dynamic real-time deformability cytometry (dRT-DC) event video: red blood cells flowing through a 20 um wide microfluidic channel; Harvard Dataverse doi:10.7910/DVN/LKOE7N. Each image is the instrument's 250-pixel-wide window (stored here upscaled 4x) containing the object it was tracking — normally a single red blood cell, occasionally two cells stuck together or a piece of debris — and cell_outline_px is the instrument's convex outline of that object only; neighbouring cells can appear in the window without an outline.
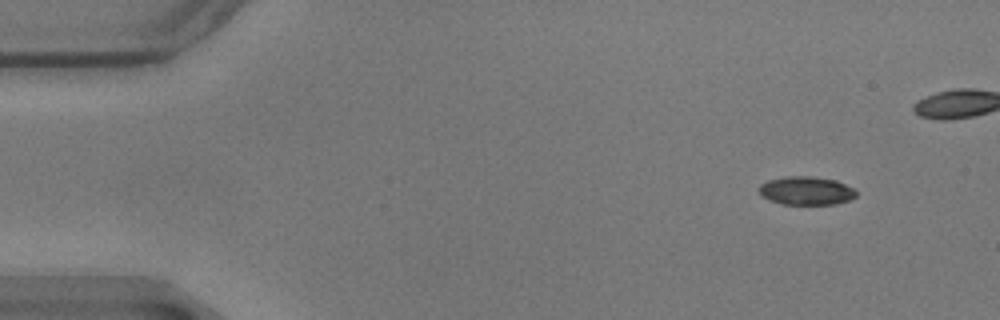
{"species": "common noctule bat (a hibernating species)", "species_latin": "Nyctalus noctula", "temperature_condition": "warm", "stored_images_in_passage": 34, "camera_frame_rate_fps": 3000, "um_per_image_px": 0.085, "animal": {"sex": "male", "body_mass_g": 17.9}, "frame": {"image": 1, "passage_image": 1, "time_ms": 0.0, "image_size_px": [1000, 320], "cell_outline_px": [[856, 196], [848, 200], [836, 204], [780, 204], [760, 196], [760, 184], [768, 180], [788, 176], [812, 176], [836, 180], [852, 188], [856, 192]], "centroid_in_image_um": [68.51, 16.21], "position_along_channel_um": 16.5, "area_um2": 16.01}}
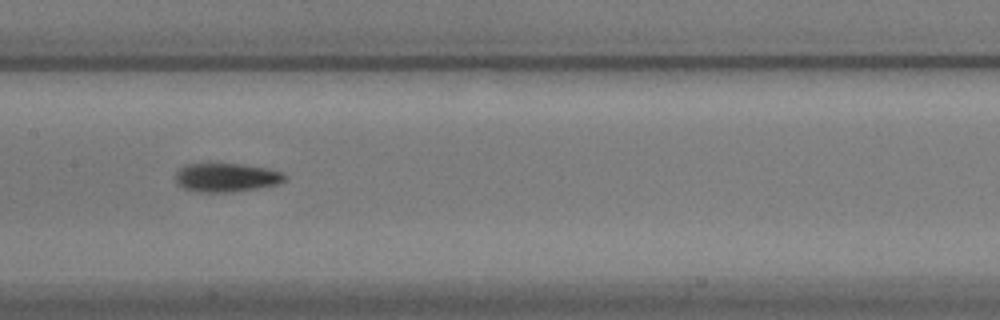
{"frame": {"image": 2, "passage_image": 24, "time_ms": 7.667, "image_size_px": [1000, 320], "cell_outline_px": [[288, 176], [284, 180], [276, 184], [256, 188], [228, 192], [200, 192], [184, 188], [176, 184], [176, 172], [184, 164], [208, 160], [216, 160], [244, 164], [268, 168], [284, 172]], "centroid_in_image_um": [19.19, 15.01], "position_along_channel_um": 188.2, "area_um2": 19.25}}
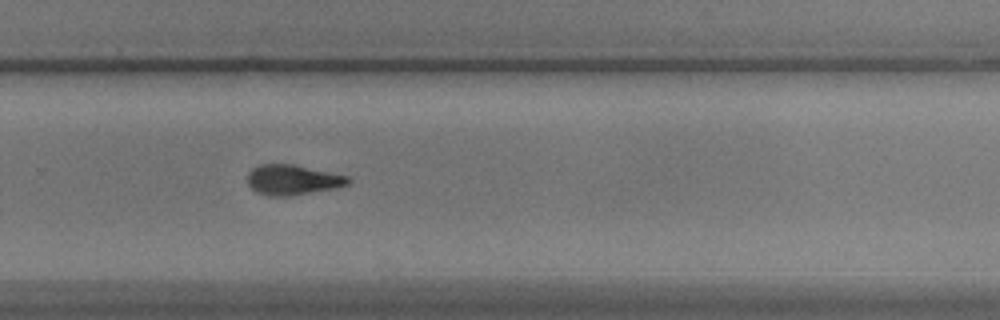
{"frame": {"image": 3, "passage_image": 34, "time_ms": 11.0, "image_size_px": [1000, 320], "cell_outline_px": [[352, 180], [348, 184], [340, 188], [288, 196], [272, 196], [256, 192], [248, 184], [248, 172], [252, 168], [260, 164], [292, 164], [348, 176]], "centroid_in_image_um": [24.9, 15.29], "position_along_channel_um": 304.9, "area_um2": 17.74}}